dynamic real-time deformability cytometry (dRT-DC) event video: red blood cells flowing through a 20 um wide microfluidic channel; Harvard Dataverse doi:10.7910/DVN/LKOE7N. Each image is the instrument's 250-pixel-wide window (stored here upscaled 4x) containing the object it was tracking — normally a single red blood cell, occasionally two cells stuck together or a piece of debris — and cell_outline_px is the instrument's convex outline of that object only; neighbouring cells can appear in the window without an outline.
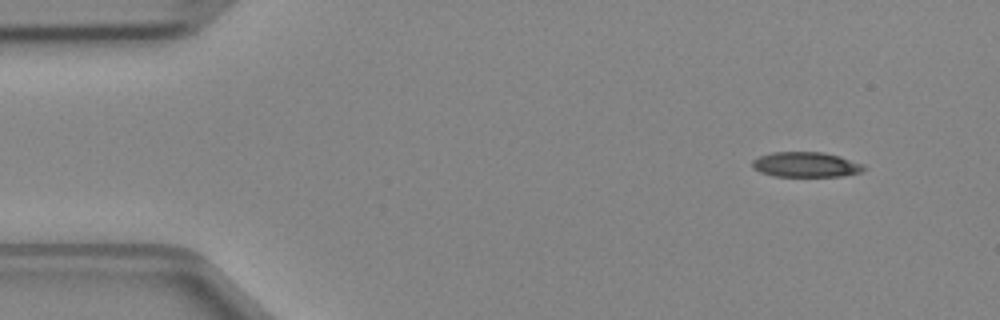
{"species": "Egyptian fruit bat (a non-hibernating species)", "species_latin": "Rousettus aegyptiacus", "temperature_condition": "cold", "stored_images_in_passage": 44, "camera_frame_rate_fps": 3000, "um_per_image_px": 0.085, "animal": {"sex": "female"}, "frame": {"image": 1, "passage_image": 1, "time_ms": 0.0, "image_size_px": [1000, 320], "cell_outline_px": [[864, 168], [860, 172], [840, 176], [772, 176], [760, 172], [752, 164], [752, 160], [760, 156], [772, 152], [824, 152], [840, 156], [864, 164]], "centroid_in_image_um": [68.5, 13.98], "position_along_channel_um": 16.5, "area_um2": 16.18}}
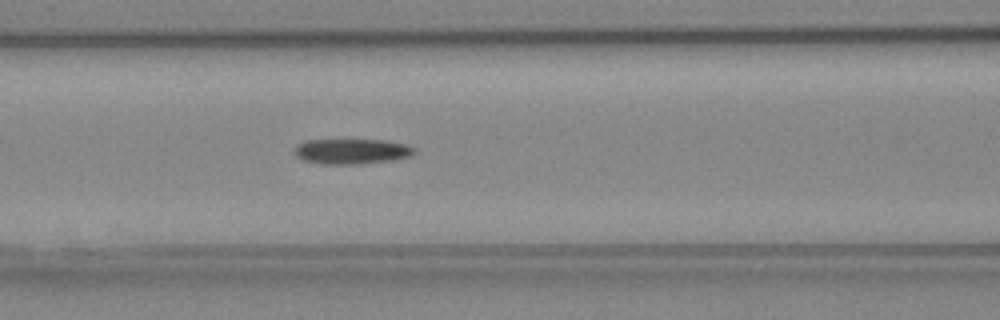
{"frame": {"image": 2, "passage_image": 16, "time_ms": 5.0, "image_size_px": [1000, 320], "cell_outline_px": [[416, 152], [412, 156], [392, 160], [356, 164], [324, 164], [304, 160], [296, 156], [296, 144], [304, 140], [384, 140], [408, 144], [416, 148]], "centroid_in_image_um": [29.94, 12.86], "position_along_channel_um": 136.7, "area_um2": 17.69}}
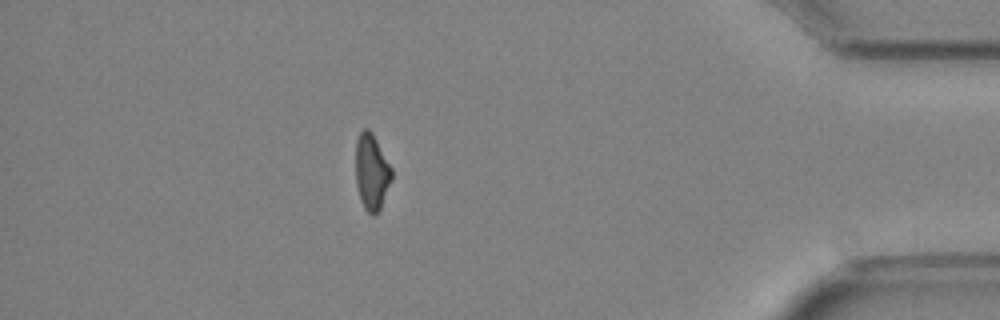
{"frame": {"image": 3, "passage_image": 38, "time_ms": 12.333, "image_size_px": [1000, 320], "cell_outline_px": [[392, 180], [380, 208], [372, 216], [364, 208], [360, 200], [356, 184], [356, 140], [360, 132], [364, 128], [368, 128], [372, 132], [392, 168]], "centroid_in_image_um": [31.59, 14.6], "position_along_channel_um": 403.6, "area_um2": 15.95}}